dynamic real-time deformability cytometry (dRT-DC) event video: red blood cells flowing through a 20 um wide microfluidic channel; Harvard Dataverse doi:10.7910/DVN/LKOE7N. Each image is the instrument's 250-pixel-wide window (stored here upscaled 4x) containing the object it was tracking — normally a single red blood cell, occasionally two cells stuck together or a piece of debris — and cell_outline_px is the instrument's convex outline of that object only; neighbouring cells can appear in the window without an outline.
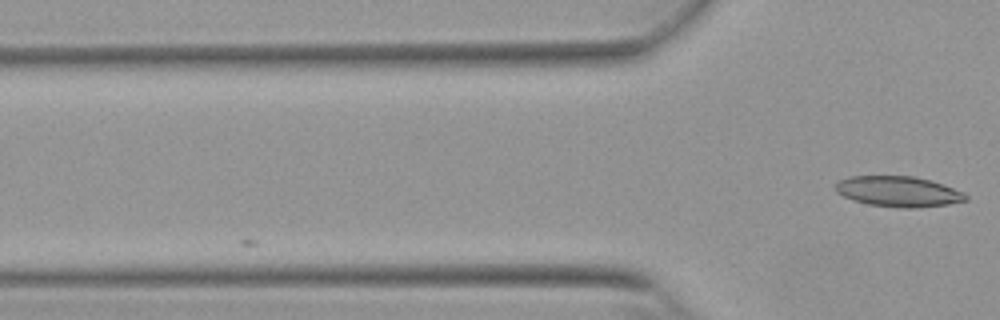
{"species": "Egyptian fruit bat (a non-hibernating species)", "species_latin": "Rousettus aegyptiacus", "temperature_condition": "warm", "stored_images_in_passage": 4, "camera_frame_rate_fps": 3000, "um_per_image_px": 0.085, "animal": {"sex": "female"}, "frame": {"image": 1, "passage_image": 4, "time_ms": 1.0, "image_size_px": [1000, 320], "cell_outline_px": [[968, 200], [948, 204], [920, 208], [904, 208], [868, 204], [852, 200], [836, 192], [836, 184], [840, 180], [848, 176], [912, 176], [932, 180], [944, 184], [964, 192], [968, 196]], "centroid_in_image_um": [76.4, 16.28], "position_along_channel_um": 49.4, "area_um2": 23.29}}